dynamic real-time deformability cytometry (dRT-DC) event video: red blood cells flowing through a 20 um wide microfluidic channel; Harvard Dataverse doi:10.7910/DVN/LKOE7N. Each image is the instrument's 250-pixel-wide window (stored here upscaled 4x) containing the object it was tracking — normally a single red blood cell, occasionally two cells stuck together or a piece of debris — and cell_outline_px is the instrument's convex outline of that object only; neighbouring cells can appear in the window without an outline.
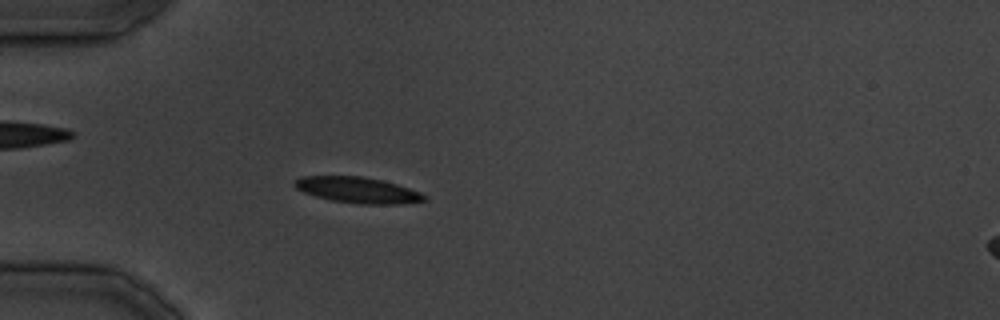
{"species": "common noctule bat (a hibernating species)", "species_latin": "Nyctalus noctula", "temperature_condition": "cold", "stored_images_in_passage": 4, "camera_frame_rate_fps": 3000, "um_per_image_px": 0.085, "animal": {"sex": "male", "body_mass_g": 19.5, "forearm_length_mm": 54.6}, "frame": {"image": 1, "passage_image": 1, "time_ms": 0.0, "image_size_px": [1000, 320], "cell_outline_px": [[428, 200], [400, 204], [360, 204], [332, 200], [316, 196], [304, 192], [296, 188], [292, 184], [296, 180], [304, 176], [360, 176], [380, 180], [396, 184], [420, 192], [428, 196]], "centroid_in_image_um": [30.43, 16.16], "position_along_channel_um": 54.6, "area_um2": 19.42}}